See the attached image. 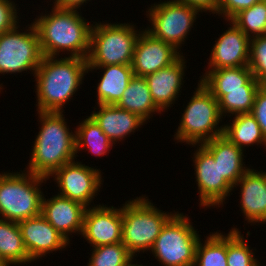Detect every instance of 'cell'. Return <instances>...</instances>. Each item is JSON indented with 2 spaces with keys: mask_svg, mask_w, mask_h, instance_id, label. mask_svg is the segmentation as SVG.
<instances>
[{
  "mask_svg": "<svg viewBox=\"0 0 266 266\" xmlns=\"http://www.w3.org/2000/svg\"><path fill=\"white\" fill-rule=\"evenodd\" d=\"M176 2L186 4L194 7L202 12H212L213 15H217L218 2L219 0H175Z\"/></svg>",
  "mask_w": 266,
  "mask_h": 266,
  "instance_id": "8d00e7d4",
  "label": "cell"
},
{
  "mask_svg": "<svg viewBox=\"0 0 266 266\" xmlns=\"http://www.w3.org/2000/svg\"><path fill=\"white\" fill-rule=\"evenodd\" d=\"M262 0H219L217 15L230 21L237 13Z\"/></svg>",
  "mask_w": 266,
  "mask_h": 266,
  "instance_id": "e575fe53",
  "label": "cell"
},
{
  "mask_svg": "<svg viewBox=\"0 0 266 266\" xmlns=\"http://www.w3.org/2000/svg\"><path fill=\"white\" fill-rule=\"evenodd\" d=\"M0 266H11L10 264H7L5 262V260L2 258L1 254H0Z\"/></svg>",
  "mask_w": 266,
  "mask_h": 266,
  "instance_id": "60d3db41",
  "label": "cell"
},
{
  "mask_svg": "<svg viewBox=\"0 0 266 266\" xmlns=\"http://www.w3.org/2000/svg\"><path fill=\"white\" fill-rule=\"evenodd\" d=\"M259 88L260 86H243V89L208 91L218 100L220 113L225 118L251 113Z\"/></svg>",
  "mask_w": 266,
  "mask_h": 266,
  "instance_id": "83f0119b",
  "label": "cell"
},
{
  "mask_svg": "<svg viewBox=\"0 0 266 266\" xmlns=\"http://www.w3.org/2000/svg\"><path fill=\"white\" fill-rule=\"evenodd\" d=\"M18 224L24 246L32 262L70 245V242L54 229L42 214L19 221Z\"/></svg>",
  "mask_w": 266,
  "mask_h": 266,
  "instance_id": "9a60e30c",
  "label": "cell"
},
{
  "mask_svg": "<svg viewBox=\"0 0 266 266\" xmlns=\"http://www.w3.org/2000/svg\"><path fill=\"white\" fill-rule=\"evenodd\" d=\"M97 107V111H92L90 116L114 145L146 124L137 114L121 109L115 104H100Z\"/></svg>",
  "mask_w": 266,
  "mask_h": 266,
  "instance_id": "ffe728a7",
  "label": "cell"
},
{
  "mask_svg": "<svg viewBox=\"0 0 266 266\" xmlns=\"http://www.w3.org/2000/svg\"><path fill=\"white\" fill-rule=\"evenodd\" d=\"M134 262V257L125 265V266H147V265H142L138 263H133Z\"/></svg>",
  "mask_w": 266,
  "mask_h": 266,
  "instance_id": "f35d334b",
  "label": "cell"
},
{
  "mask_svg": "<svg viewBox=\"0 0 266 266\" xmlns=\"http://www.w3.org/2000/svg\"><path fill=\"white\" fill-rule=\"evenodd\" d=\"M182 54L173 45L156 39L145 29L141 30L134 47L133 74L145 77L155 73L174 63Z\"/></svg>",
  "mask_w": 266,
  "mask_h": 266,
  "instance_id": "5bb4252c",
  "label": "cell"
},
{
  "mask_svg": "<svg viewBox=\"0 0 266 266\" xmlns=\"http://www.w3.org/2000/svg\"><path fill=\"white\" fill-rule=\"evenodd\" d=\"M240 186V208L249 224L266 223V172L250 168L234 185Z\"/></svg>",
  "mask_w": 266,
  "mask_h": 266,
  "instance_id": "d6986e66",
  "label": "cell"
},
{
  "mask_svg": "<svg viewBox=\"0 0 266 266\" xmlns=\"http://www.w3.org/2000/svg\"><path fill=\"white\" fill-rule=\"evenodd\" d=\"M223 135L243 151L254 144L266 147V138L251 113L234 115L232 123L224 125Z\"/></svg>",
  "mask_w": 266,
  "mask_h": 266,
  "instance_id": "d4e9b609",
  "label": "cell"
},
{
  "mask_svg": "<svg viewBox=\"0 0 266 266\" xmlns=\"http://www.w3.org/2000/svg\"><path fill=\"white\" fill-rule=\"evenodd\" d=\"M207 90L243 89V86H261L248 66L208 69L200 77Z\"/></svg>",
  "mask_w": 266,
  "mask_h": 266,
  "instance_id": "cb8c5ba5",
  "label": "cell"
},
{
  "mask_svg": "<svg viewBox=\"0 0 266 266\" xmlns=\"http://www.w3.org/2000/svg\"><path fill=\"white\" fill-rule=\"evenodd\" d=\"M196 248L194 266H227V234L210 233Z\"/></svg>",
  "mask_w": 266,
  "mask_h": 266,
  "instance_id": "f1b7e54d",
  "label": "cell"
},
{
  "mask_svg": "<svg viewBox=\"0 0 266 266\" xmlns=\"http://www.w3.org/2000/svg\"><path fill=\"white\" fill-rule=\"evenodd\" d=\"M227 22L231 27L215 40L206 69L248 66L251 39L232 21Z\"/></svg>",
  "mask_w": 266,
  "mask_h": 266,
  "instance_id": "2e32d148",
  "label": "cell"
},
{
  "mask_svg": "<svg viewBox=\"0 0 266 266\" xmlns=\"http://www.w3.org/2000/svg\"><path fill=\"white\" fill-rule=\"evenodd\" d=\"M51 8L50 13L42 12L33 21L42 55L59 57V53L65 52L68 57L87 59L92 24L86 22L82 12L79 14L77 10Z\"/></svg>",
  "mask_w": 266,
  "mask_h": 266,
  "instance_id": "6da1fadb",
  "label": "cell"
},
{
  "mask_svg": "<svg viewBox=\"0 0 266 266\" xmlns=\"http://www.w3.org/2000/svg\"><path fill=\"white\" fill-rule=\"evenodd\" d=\"M241 231L233 227L227 233V266H254L257 262Z\"/></svg>",
  "mask_w": 266,
  "mask_h": 266,
  "instance_id": "4dcf8cb0",
  "label": "cell"
},
{
  "mask_svg": "<svg viewBox=\"0 0 266 266\" xmlns=\"http://www.w3.org/2000/svg\"><path fill=\"white\" fill-rule=\"evenodd\" d=\"M88 1L90 0H54L53 7L59 9L78 10L81 9V7L85 5Z\"/></svg>",
  "mask_w": 266,
  "mask_h": 266,
  "instance_id": "74e56055",
  "label": "cell"
},
{
  "mask_svg": "<svg viewBox=\"0 0 266 266\" xmlns=\"http://www.w3.org/2000/svg\"><path fill=\"white\" fill-rule=\"evenodd\" d=\"M87 266H125L134 256L122 242L92 248Z\"/></svg>",
  "mask_w": 266,
  "mask_h": 266,
  "instance_id": "1f68e13d",
  "label": "cell"
},
{
  "mask_svg": "<svg viewBox=\"0 0 266 266\" xmlns=\"http://www.w3.org/2000/svg\"><path fill=\"white\" fill-rule=\"evenodd\" d=\"M39 132L34 140L28 172L48 178L68 162L76 160L75 131H70L63 112H37Z\"/></svg>",
  "mask_w": 266,
  "mask_h": 266,
  "instance_id": "3957f363",
  "label": "cell"
},
{
  "mask_svg": "<svg viewBox=\"0 0 266 266\" xmlns=\"http://www.w3.org/2000/svg\"><path fill=\"white\" fill-rule=\"evenodd\" d=\"M122 205V244L134 257L140 251L151 250L166 222L176 213L160 210L143 195Z\"/></svg>",
  "mask_w": 266,
  "mask_h": 266,
  "instance_id": "277c9868",
  "label": "cell"
},
{
  "mask_svg": "<svg viewBox=\"0 0 266 266\" xmlns=\"http://www.w3.org/2000/svg\"><path fill=\"white\" fill-rule=\"evenodd\" d=\"M2 84L3 83L0 84V92H1L2 89H4Z\"/></svg>",
  "mask_w": 266,
  "mask_h": 266,
  "instance_id": "b9f144b4",
  "label": "cell"
},
{
  "mask_svg": "<svg viewBox=\"0 0 266 266\" xmlns=\"http://www.w3.org/2000/svg\"><path fill=\"white\" fill-rule=\"evenodd\" d=\"M16 5L13 0H0V35L14 29L19 24Z\"/></svg>",
  "mask_w": 266,
  "mask_h": 266,
  "instance_id": "836d02e7",
  "label": "cell"
},
{
  "mask_svg": "<svg viewBox=\"0 0 266 266\" xmlns=\"http://www.w3.org/2000/svg\"><path fill=\"white\" fill-rule=\"evenodd\" d=\"M254 266H259V260L257 259V262Z\"/></svg>",
  "mask_w": 266,
  "mask_h": 266,
  "instance_id": "7bdbcfd3",
  "label": "cell"
},
{
  "mask_svg": "<svg viewBox=\"0 0 266 266\" xmlns=\"http://www.w3.org/2000/svg\"><path fill=\"white\" fill-rule=\"evenodd\" d=\"M117 107L137 114L145 122L161 110L155 105L145 77L133 76L124 90L122 97L115 104ZM160 112V113H159Z\"/></svg>",
  "mask_w": 266,
  "mask_h": 266,
  "instance_id": "603a6c76",
  "label": "cell"
},
{
  "mask_svg": "<svg viewBox=\"0 0 266 266\" xmlns=\"http://www.w3.org/2000/svg\"><path fill=\"white\" fill-rule=\"evenodd\" d=\"M81 235L93 248L122 242V207L102 203L87 208Z\"/></svg>",
  "mask_w": 266,
  "mask_h": 266,
  "instance_id": "4fadbf2b",
  "label": "cell"
},
{
  "mask_svg": "<svg viewBox=\"0 0 266 266\" xmlns=\"http://www.w3.org/2000/svg\"><path fill=\"white\" fill-rule=\"evenodd\" d=\"M183 54L171 65L145 76L155 105L165 112L179 97L186 68ZM183 82V83H182Z\"/></svg>",
  "mask_w": 266,
  "mask_h": 266,
  "instance_id": "ac0fdd59",
  "label": "cell"
},
{
  "mask_svg": "<svg viewBox=\"0 0 266 266\" xmlns=\"http://www.w3.org/2000/svg\"><path fill=\"white\" fill-rule=\"evenodd\" d=\"M51 177L60 189L58 195L81 203L87 208L93 207L91 203L97 197L103 185L102 181L104 182L100 169L89 167L77 160L66 163L49 178Z\"/></svg>",
  "mask_w": 266,
  "mask_h": 266,
  "instance_id": "8fae6325",
  "label": "cell"
},
{
  "mask_svg": "<svg viewBox=\"0 0 266 266\" xmlns=\"http://www.w3.org/2000/svg\"><path fill=\"white\" fill-rule=\"evenodd\" d=\"M230 21L250 39L266 35V3H255L237 13Z\"/></svg>",
  "mask_w": 266,
  "mask_h": 266,
  "instance_id": "f546056e",
  "label": "cell"
},
{
  "mask_svg": "<svg viewBox=\"0 0 266 266\" xmlns=\"http://www.w3.org/2000/svg\"><path fill=\"white\" fill-rule=\"evenodd\" d=\"M29 27L14 29L0 35V74L36 72L43 58L39 35L34 23ZM28 28V29H27ZM21 32H20V31ZM24 31V32H23Z\"/></svg>",
  "mask_w": 266,
  "mask_h": 266,
  "instance_id": "30bf717a",
  "label": "cell"
},
{
  "mask_svg": "<svg viewBox=\"0 0 266 266\" xmlns=\"http://www.w3.org/2000/svg\"><path fill=\"white\" fill-rule=\"evenodd\" d=\"M197 147L192 159L195 166V182L198 186L199 206L220 207L230 196L233 187L220 175L219 165L214 161L213 155L202 144H198Z\"/></svg>",
  "mask_w": 266,
  "mask_h": 266,
  "instance_id": "7c38bea8",
  "label": "cell"
},
{
  "mask_svg": "<svg viewBox=\"0 0 266 266\" xmlns=\"http://www.w3.org/2000/svg\"><path fill=\"white\" fill-rule=\"evenodd\" d=\"M22 172V173H21ZM0 173V218L19 222L41 214L42 183L48 178L28 171Z\"/></svg>",
  "mask_w": 266,
  "mask_h": 266,
  "instance_id": "5b68a950",
  "label": "cell"
},
{
  "mask_svg": "<svg viewBox=\"0 0 266 266\" xmlns=\"http://www.w3.org/2000/svg\"><path fill=\"white\" fill-rule=\"evenodd\" d=\"M190 101L187 103L174 139L192 147L223 135L224 124L218 100L199 81Z\"/></svg>",
  "mask_w": 266,
  "mask_h": 266,
  "instance_id": "8992f818",
  "label": "cell"
},
{
  "mask_svg": "<svg viewBox=\"0 0 266 266\" xmlns=\"http://www.w3.org/2000/svg\"><path fill=\"white\" fill-rule=\"evenodd\" d=\"M140 33L131 23L93 22L87 65H131Z\"/></svg>",
  "mask_w": 266,
  "mask_h": 266,
  "instance_id": "52a82bcc",
  "label": "cell"
},
{
  "mask_svg": "<svg viewBox=\"0 0 266 266\" xmlns=\"http://www.w3.org/2000/svg\"><path fill=\"white\" fill-rule=\"evenodd\" d=\"M0 254L7 264L31 263L18 222L0 218Z\"/></svg>",
  "mask_w": 266,
  "mask_h": 266,
  "instance_id": "484cf974",
  "label": "cell"
},
{
  "mask_svg": "<svg viewBox=\"0 0 266 266\" xmlns=\"http://www.w3.org/2000/svg\"><path fill=\"white\" fill-rule=\"evenodd\" d=\"M86 209L81 203L57 194L48 199L43 197L41 214L70 242L72 233L82 234Z\"/></svg>",
  "mask_w": 266,
  "mask_h": 266,
  "instance_id": "e0dca14e",
  "label": "cell"
},
{
  "mask_svg": "<svg viewBox=\"0 0 266 266\" xmlns=\"http://www.w3.org/2000/svg\"><path fill=\"white\" fill-rule=\"evenodd\" d=\"M248 67L253 77L261 80L266 74V35L250 40V56Z\"/></svg>",
  "mask_w": 266,
  "mask_h": 266,
  "instance_id": "d6a6232c",
  "label": "cell"
},
{
  "mask_svg": "<svg viewBox=\"0 0 266 266\" xmlns=\"http://www.w3.org/2000/svg\"><path fill=\"white\" fill-rule=\"evenodd\" d=\"M261 87L266 89V74L265 76L260 80Z\"/></svg>",
  "mask_w": 266,
  "mask_h": 266,
  "instance_id": "ab89813d",
  "label": "cell"
},
{
  "mask_svg": "<svg viewBox=\"0 0 266 266\" xmlns=\"http://www.w3.org/2000/svg\"><path fill=\"white\" fill-rule=\"evenodd\" d=\"M183 213L176 212L164 225L150 253L163 266H194L200 235Z\"/></svg>",
  "mask_w": 266,
  "mask_h": 266,
  "instance_id": "ba28073f",
  "label": "cell"
},
{
  "mask_svg": "<svg viewBox=\"0 0 266 266\" xmlns=\"http://www.w3.org/2000/svg\"><path fill=\"white\" fill-rule=\"evenodd\" d=\"M86 117L75 130L76 155L80 150H88L97 157H103L114 144L91 116Z\"/></svg>",
  "mask_w": 266,
  "mask_h": 266,
  "instance_id": "4316f807",
  "label": "cell"
},
{
  "mask_svg": "<svg viewBox=\"0 0 266 266\" xmlns=\"http://www.w3.org/2000/svg\"><path fill=\"white\" fill-rule=\"evenodd\" d=\"M146 12L152 28L149 25L145 30L156 39L173 45L180 52L197 15H200L198 9L175 0H160L159 3L152 4Z\"/></svg>",
  "mask_w": 266,
  "mask_h": 266,
  "instance_id": "9c48e42d",
  "label": "cell"
},
{
  "mask_svg": "<svg viewBox=\"0 0 266 266\" xmlns=\"http://www.w3.org/2000/svg\"><path fill=\"white\" fill-rule=\"evenodd\" d=\"M87 68L85 58L43 56L33 74L36 81V111L64 112L63 106L78 91Z\"/></svg>",
  "mask_w": 266,
  "mask_h": 266,
  "instance_id": "7a4b0ae2",
  "label": "cell"
},
{
  "mask_svg": "<svg viewBox=\"0 0 266 266\" xmlns=\"http://www.w3.org/2000/svg\"><path fill=\"white\" fill-rule=\"evenodd\" d=\"M103 69L96 88L97 105L116 104L134 76L131 65L88 66L87 73Z\"/></svg>",
  "mask_w": 266,
  "mask_h": 266,
  "instance_id": "7402d4cb",
  "label": "cell"
},
{
  "mask_svg": "<svg viewBox=\"0 0 266 266\" xmlns=\"http://www.w3.org/2000/svg\"><path fill=\"white\" fill-rule=\"evenodd\" d=\"M251 114L255 117L262 134L266 138V89L261 86L255 95Z\"/></svg>",
  "mask_w": 266,
  "mask_h": 266,
  "instance_id": "d590c367",
  "label": "cell"
},
{
  "mask_svg": "<svg viewBox=\"0 0 266 266\" xmlns=\"http://www.w3.org/2000/svg\"><path fill=\"white\" fill-rule=\"evenodd\" d=\"M202 145L213 155L218 163L220 175L232 186L250 169L243 162L244 151L226 136L220 135ZM246 166V167H245Z\"/></svg>",
  "mask_w": 266,
  "mask_h": 266,
  "instance_id": "44dd1931",
  "label": "cell"
}]
</instances>
